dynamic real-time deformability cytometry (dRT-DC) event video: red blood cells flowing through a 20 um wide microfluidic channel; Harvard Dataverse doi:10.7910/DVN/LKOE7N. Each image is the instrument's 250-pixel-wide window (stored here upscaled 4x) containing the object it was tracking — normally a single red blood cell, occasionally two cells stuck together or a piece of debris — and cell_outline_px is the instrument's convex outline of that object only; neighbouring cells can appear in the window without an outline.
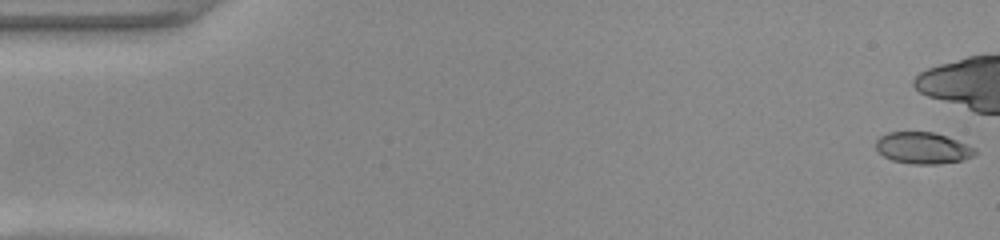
{"species": "common noctule bat (a hibernating species)", "species_latin": "Nyctalus noctula", "temperature_condition": "warm", "stored_images_in_passage": 38, "camera_frame_rate_fps": 3000, "um_per_image_px": 0.085, "animal": {"sex": "female", "body_mass_g": 22.0, "forearm_length_mm": 56.7}, "frame": {"image": 1, "passage_image": 1, "time_ms": 0.0, "image_size_px": [1000, 240], "cell_outline_px": [[976, 152], [972, 156], [960, 160], [936, 164], [912, 164], [892, 160], [884, 156], [876, 148], [876, 140], [880, 136], [888, 132], [932, 132], [956, 140], [976, 148]], "centroid_in_image_um": [78.41, 12.58], "position_along_channel_um": 6.6, "area_um2": 17.92}}
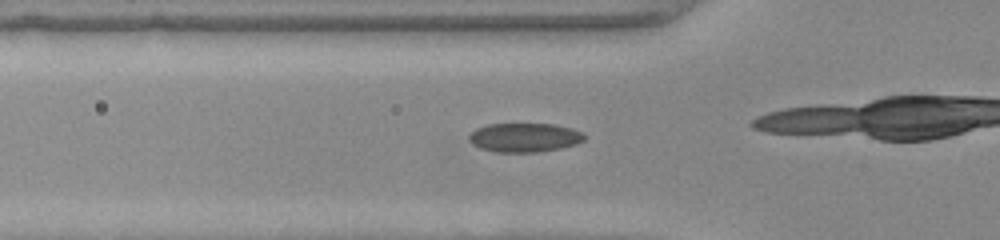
{"frame": {"image": 2, "passage_image": 17, "time_ms": 5.333, "image_size_px": [1000, 240], "cell_outline_px": [[584, 140], [576, 144], [560, 148], [536, 152], [496, 152], [480, 148], [472, 144], [468, 140], [468, 136], [476, 128], [488, 124], [552, 124], [572, 128], [584, 132]], "centroid_in_image_um": [44.57, 11.68], "position_along_channel_um": 81.2, "area_um2": 19.54}}